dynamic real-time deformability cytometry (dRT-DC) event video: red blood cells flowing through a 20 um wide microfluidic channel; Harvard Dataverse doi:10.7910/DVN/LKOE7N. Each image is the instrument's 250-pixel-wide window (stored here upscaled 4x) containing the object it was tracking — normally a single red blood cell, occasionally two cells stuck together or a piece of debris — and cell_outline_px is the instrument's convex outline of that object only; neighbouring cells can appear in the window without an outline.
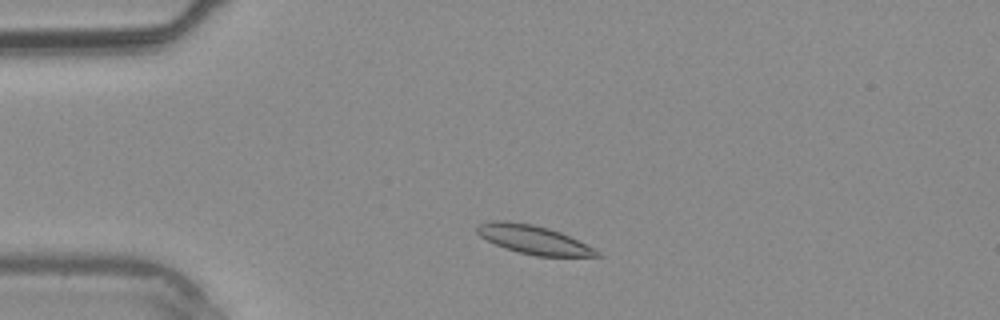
{"species": "common noctule bat (a hibernating species)", "species_latin": "Nyctalus noctula", "temperature_condition": "warm", "stored_images_in_passage": 36, "camera_frame_rate_fps": 3000, "um_per_image_px": 0.085, "animal": {"sex": "male", "body_mass_g": 20.4}, "frame": {"image": 1, "passage_image": 5, "time_ms": 1.333, "image_size_px": [1000, 320], "cell_outline_px": [[604, 256], [536, 256], [504, 248], [480, 236], [476, 232], [476, 228], [480, 224], [492, 220], [508, 220], [532, 224], [548, 228], [560, 232], [600, 252]], "centroid_in_image_um": [45.3, 20.36], "position_along_channel_um": 39.7, "area_um2": 19.71}}
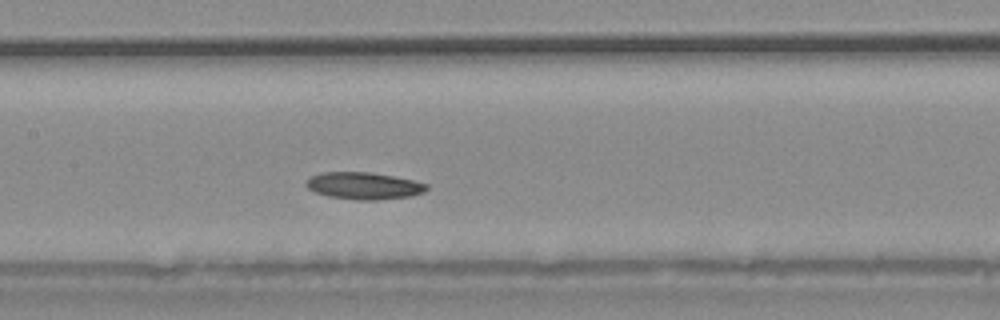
{"frame": {"image": 2, "passage_image": 15, "time_ms": 4.667, "image_size_px": [1000, 320], "cell_outline_px": [[428, 188], [424, 192], [412, 196], [376, 200], [356, 200], [328, 196], [316, 192], [308, 188], [304, 184], [308, 176], [324, 172], [368, 172], [392, 176], [412, 180], [428, 184]], "centroid_in_image_um": [30.9, 15.79], "position_along_channel_um": 176.5, "area_um2": 19.02}}
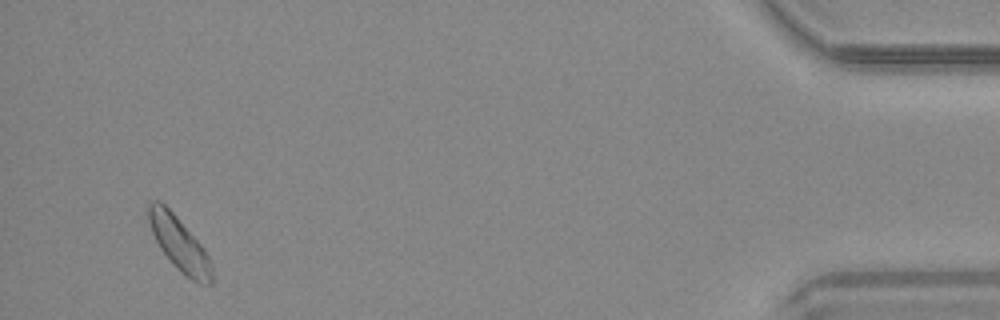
{"frame": {"image": 3, "passage_image": 34, "time_ms": 11.0, "image_size_px": [1000, 320], "cell_outline_px": [[212, 284], [208, 284], [192, 280], [180, 272], [160, 248], [152, 232], [148, 220], [148, 204], [156, 200], [160, 200], [176, 216], [204, 248], [212, 264]], "centroid_in_image_um": [15.24, 20.72], "position_along_channel_um": 420.0, "area_um2": 19.48}}